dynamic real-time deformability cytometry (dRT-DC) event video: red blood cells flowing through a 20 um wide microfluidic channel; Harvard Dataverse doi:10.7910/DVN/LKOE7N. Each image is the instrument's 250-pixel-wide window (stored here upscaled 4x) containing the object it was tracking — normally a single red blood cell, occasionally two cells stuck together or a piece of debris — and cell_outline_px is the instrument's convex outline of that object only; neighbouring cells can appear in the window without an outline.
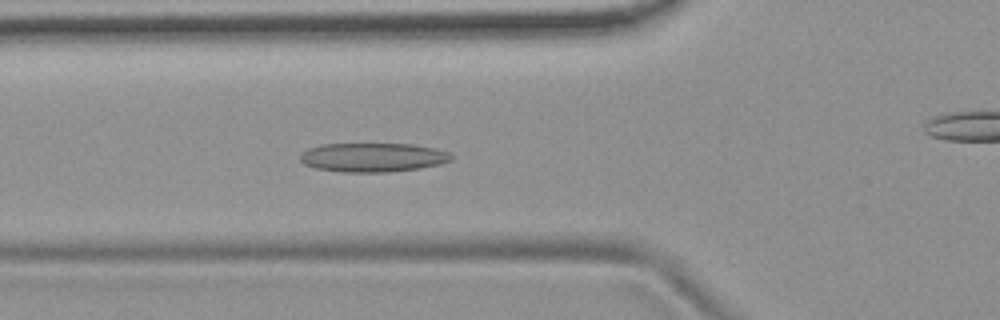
{"species": "common noctule bat (a hibernating species)", "species_latin": "Nyctalus noctula", "temperature_condition": "room temperature", "stored_images_in_passage": 46, "camera_frame_rate_fps": 3000, "um_per_image_px": 0.085, "animal": {"sex": "female", "body_mass_g": 19.9}, "frame": {"image": 1, "passage_image": 10, "time_ms": 3.0, "image_size_px": [1000, 320], "cell_outline_px": [[456, 156], [452, 160], [440, 164], [420, 168], [388, 172], [340, 172], [316, 168], [304, 164], [300, 160], [300, 156], [308, 148], [320, 144], [412, 144], [436, 148], [448, 152]], "centroid_in_image_um": [31.73, 13.38], "position_along_channel_um": 94.1, "area_um2": 25.72}}
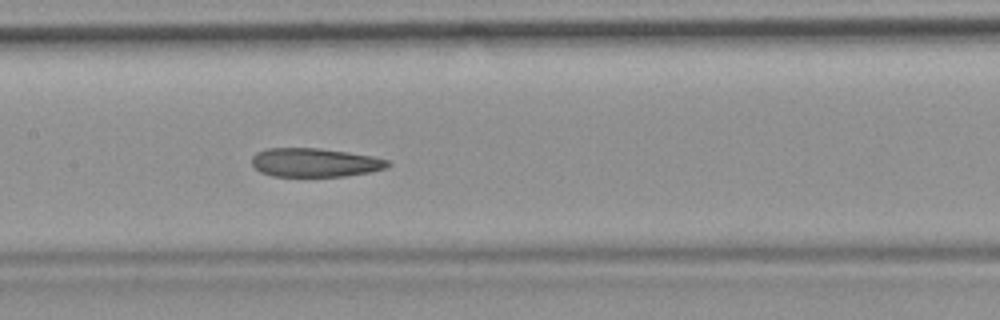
{"frame": {"image": 2, "passage_image": 17, "time_ms": 5.333, "image_size_px": [1000, 320], "cell_outline_px": [[392, 164], [388, 168], [372, 172], [344, 176], [272, 176], [260, 172], [252, 164], [252, 156], [256, 152], [264, 148], [320, 148], [348, 152], [372, 156], [388, 160]], "centroid_in_image_um": [26.78, 13.81], "position_along_channel_um": 180.6, "area_um2": 23.0}}
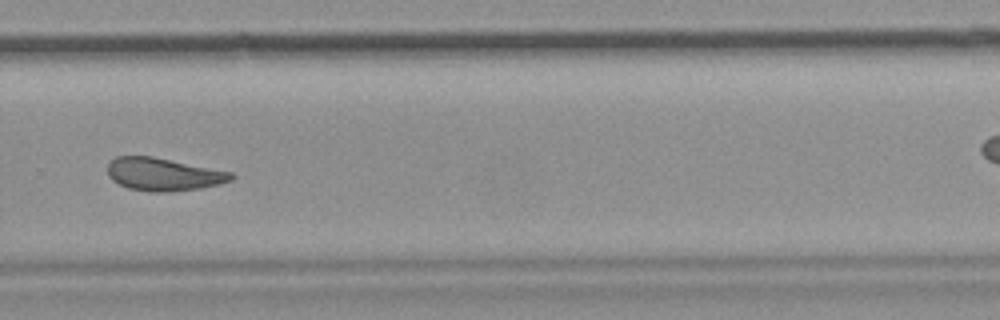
{"frame": {"image": 3, "passage_image": 28, "time_ms": 9.0, "image_size_px": [1000, 320], "cell_outline_px": [[236, 176], [232, 180], [220, 184], [200, 188], [168, 192], [152, 192], [128, 188], [112, 180], [108, 176], [108, 160], [116, 156], [152, 156], [232, 172]], "centroid_in_image_um": [13.88, 14.81], "position_along_channel_um": 315.9, "area_um2": 23.76}, "authors_computed_cell_mechanics": {"area_um2": 24.276, "velocity_mm_per_s": 3.6949, "shape_relaxation_time_tau1_ms": null, "shape_relaxation_time_tau2_ms": 3.3492, "deformation_change_tau1": null, "deformation_change_tau2": 0.1118}}